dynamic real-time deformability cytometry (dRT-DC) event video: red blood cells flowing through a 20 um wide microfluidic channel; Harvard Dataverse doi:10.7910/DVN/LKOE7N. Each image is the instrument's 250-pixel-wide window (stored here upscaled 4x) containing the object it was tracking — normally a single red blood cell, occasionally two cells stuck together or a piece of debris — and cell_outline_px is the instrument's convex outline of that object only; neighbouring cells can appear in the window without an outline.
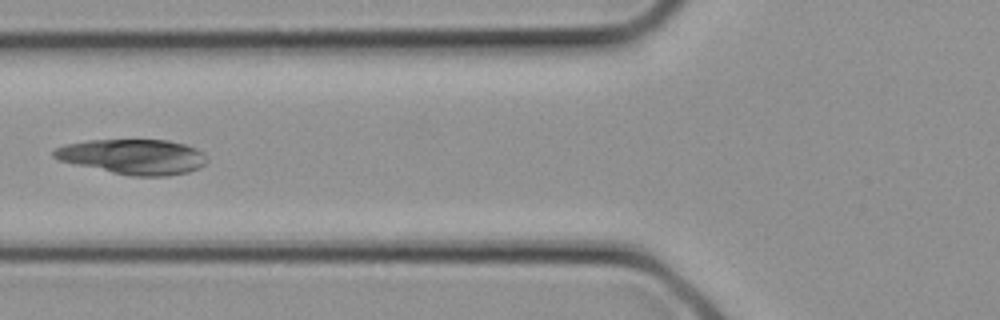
{"species": "common noctule bat (a hibernating species)", "species_latin": "Nyctalus noctula", "temperature_condition": "cold", "stored_images_in_passage": 11, "camera_frame_rate_fps": 3000, "um_per_image_px": 0.085, "animal": {"sex": "female", "body_mass_g": 21.9}, "frame": {"image": 1, "passage_image": 10, "time_ms": 3.0, "image_size_px": [1000, 320], "cell_outline_px": [[208, 160], [200, 168], [188, 172], [168, 176], [132, 176], [112, 172], [76, 164], [60, 160], [52, 156], [52, 152], [56, 148], [64, 144], [88, 140], [168, 140], [184, 144], [196, 148], [204, 152]], "centroid_in_image_um": [11.35, 13.31], "position_along_channel_um": 114.5, "area_um2": 31.27}}